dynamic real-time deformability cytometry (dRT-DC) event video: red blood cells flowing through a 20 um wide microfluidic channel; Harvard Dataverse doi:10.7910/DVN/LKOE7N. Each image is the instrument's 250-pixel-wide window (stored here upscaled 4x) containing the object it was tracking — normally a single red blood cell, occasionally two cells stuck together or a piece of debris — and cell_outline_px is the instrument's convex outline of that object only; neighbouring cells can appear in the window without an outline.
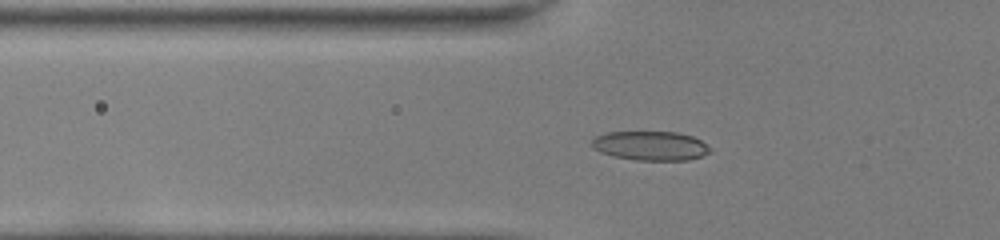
{"species": "common noctule bat (a hibernating species)", "species_latin": "Nyctalus noctula", "temperature_condition": "room temperature", "stored_images_in_passage": 52, "camera_frame_rate_fps": 3000, "um_per_image_px": 0.085, "animal": {"sex": "female", "body_mass_g": 22.0, "forearm_length_mm": 56.7}, "frame": {"image": 1, "passage_image": 20, "time_ms": 6.333, "image_size_px": [1000, 240], "cell_outline_px": [[712, 152], [688, 160], [636, 160], [612, 156], [600, 152], [592, 144], [592, 140], [596, 136], [608, 132], [676, 132], [692, 136], [700, 140], [712, 148]], "centroid_in_image_um": [55.32, 12.39], "position_along_channel_um": 70.5, "area_um2": 20.06}}
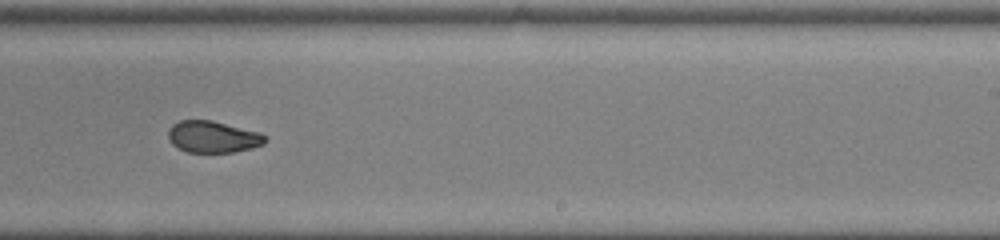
{"frame": {"image": 2, "passage_image": 35, "time_ms": 11.333, "image_size_px": [1000, 240], "cell_outline_px": [[268, 140], [264, 144], [252, 148], [232, 152], [188, 152], [172, 144], [168, 136], [168, 132], [172, 124], [180, 120], [212, 120], [260, 132], [268, 136]], "centroid_in_image_um": [18.14, 11.62], "position_along_channel_um": 270.9, "area_um2": 17.98}}
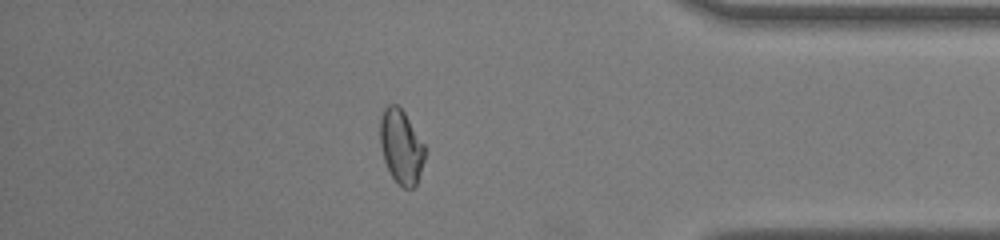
{"frame": {"image": 3, "passage_image": 46, "time_ms": 15.0, "image_size_px": [1000, 240], "cell_outline_px": [[424, 160], [416, 184], [412, 188], [404, 188], [392, 176], [384, 160], [380, 144], [380, 116], [384, 108], [388, 104], [396, 104], [404, 112], [424, 144]], "centroid_in_image_um": [34.08, 12.43], "position_along_channel_um": 401.1, "area_um2": 19.02}, "authors_computed_cell_mechanics": {"area_um2": 19.2763, "velocity_mm_per_s": 4.0671, "shape_relaxation_time_tau1_ms": null, "shape_relaxation_time_tau2_ms": 1.4748, "deformation_change_tau1": null, "deformation_change_tau2": 0.0547}}